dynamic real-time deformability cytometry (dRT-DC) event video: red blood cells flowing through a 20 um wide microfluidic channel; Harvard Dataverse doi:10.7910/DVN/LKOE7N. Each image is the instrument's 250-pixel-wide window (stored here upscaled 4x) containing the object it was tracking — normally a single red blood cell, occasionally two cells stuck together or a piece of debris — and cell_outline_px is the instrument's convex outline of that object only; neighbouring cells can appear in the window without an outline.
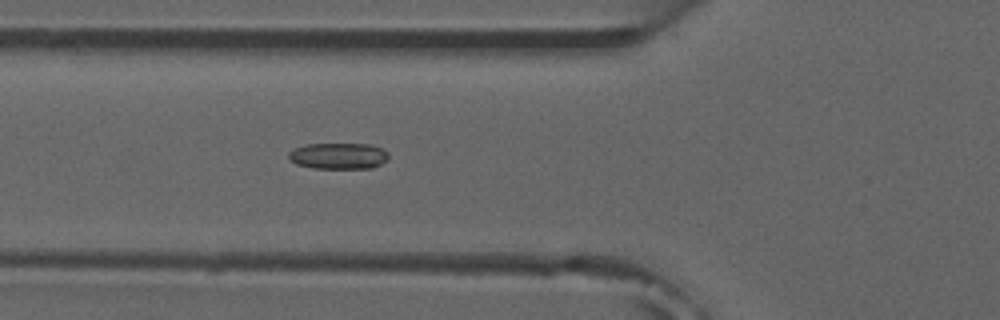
{"species": "common noctule bat (a hibernating species)", "species_latin": "Nyctalus noctula", "temperature_condition": "room temperature", "stored_images_in_passage": 4, "camera_frame_rate_fps": 3000, "um_per_image_px": 0.085, "animal": {"sex": "male", "forearm_length_mm": 52.5}, "frame": {"image": 1, "passage_image": 4, "time_ms": 3.333, "image_size_px": [1000, 320], "cell_outline_px": [[388, 160], [372, 168], [316, 168], [296, 164], [288, 160], [288, 152], [292, 148], [304, 144], [372, 144], [384, 148], [388, 152]], "centroid_in_image_um": [28.76, 13.24], "position_along_channel_um": 97.0, "area_um2": 15.55}}